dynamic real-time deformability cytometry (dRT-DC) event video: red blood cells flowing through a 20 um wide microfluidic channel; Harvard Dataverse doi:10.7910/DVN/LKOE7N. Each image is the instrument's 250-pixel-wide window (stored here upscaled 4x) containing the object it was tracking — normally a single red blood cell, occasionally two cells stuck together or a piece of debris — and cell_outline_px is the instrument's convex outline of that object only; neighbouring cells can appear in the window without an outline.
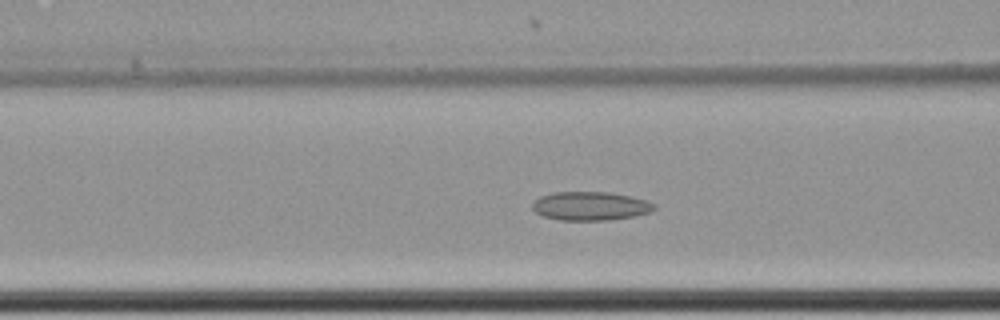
{"species": "common noctule bat (a hibernating species)", "species_latin": "Nyctalus noctula", "temperature_condition": "cold", "stored_images_in_passage": 40, "camera_frame_rate_fps": 3000, "um_per_image_px": 0.085, "animal": {"sex": "female", "body_mass_g": 22.7, "forearm_length_mm": 54.2}, "frame": {"image": 1, "passage_image": 16, "time_ms": 5.0, "image_size_px": [1000, 320], "cell_outline_px": [[656, 208], [652, 212], [636, 216], [608, 220], [560, 220], [544, 216], [536, 212], [532, 208], [532, 204], [540, 196], [552, 192], [608, 192], [628, 196], [644, 200], [656, 204]], "centroid_in_image_um": [50.2, 17.51], "position_along_channel_um": 116.4, "area_um2": 20.35}}
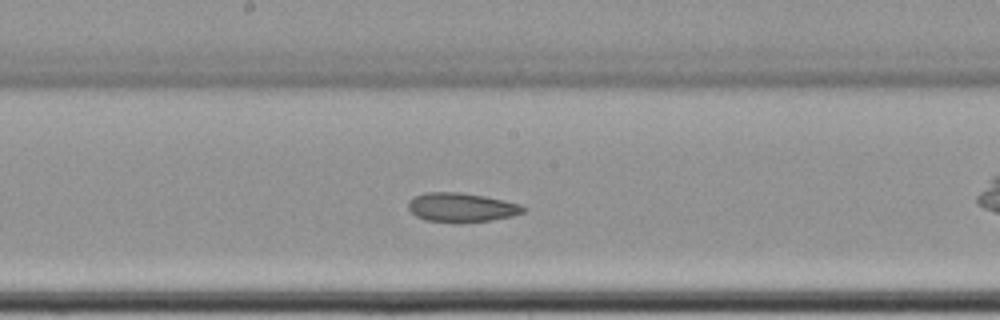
{"frame": {"image": 2, "passage_image": 24, "time_ms": 7.667, "image_size_px": [1000, 320], "cell_outline_px": [[528, 208], [524, 212], [512, 216], [488, 220], [460, 224], [424, 220], [416, 216], [408, 208], [408, 200], [424, 192], [460, 192], [484, 196], [504, 200], [520, 204]], "centroid_in_image_um": [39.22, 17.64], "position_along_channel_um": 209.0, "area_um2": 19.83}}
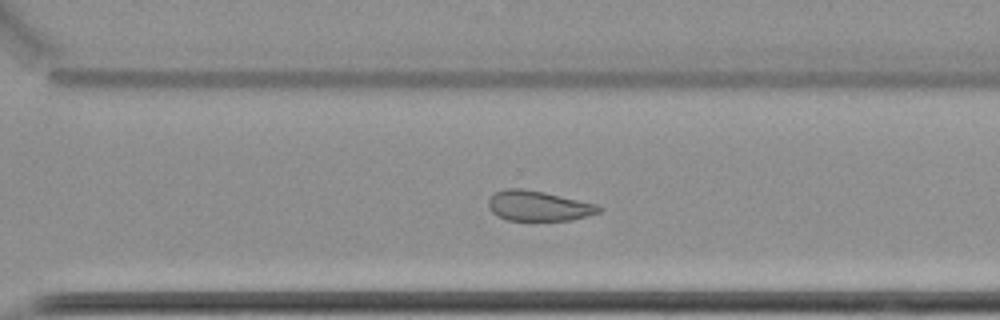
{"frame": {"image": 3, "passage_image": 34, "time_ms": 11.0, "image_size_px": [1000, 320], "cell_outline_px": [[604, 208], [600, 212], [572, 220], [508, 220], [496, 216], [488, 208], [488, 196], [504, 188], [520, 188], [544, 192], [596, 204]], "centroid_in_image_um": [45.72, 17.5], "position_along_channel_um": 324.9, "area_um2": 19.48}}